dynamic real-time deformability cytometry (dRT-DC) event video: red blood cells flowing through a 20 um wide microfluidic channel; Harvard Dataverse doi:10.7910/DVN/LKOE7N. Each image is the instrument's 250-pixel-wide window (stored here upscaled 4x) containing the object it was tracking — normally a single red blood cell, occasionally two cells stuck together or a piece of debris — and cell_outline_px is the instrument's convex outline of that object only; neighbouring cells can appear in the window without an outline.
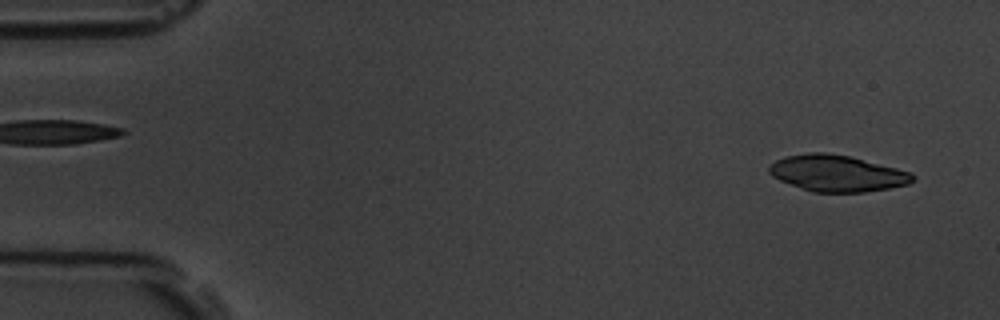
{"species": "common noctule bat (a hibernating species)", "species_latin": "Nyctalus noctula", "temperature_condition": "room temperature", "stored_images_in_passage": 4, "segment_of_instrument_passage": [2, 2], "camera_frame_rate_fps": 3000, "um_per_image_px": 0.085, "animal": {"sex": "male", "body_mass_g": 19.5, "forearm_length_mm": 54.6}, "frame": {"image": 1, "passage_image": 4, "time_ms": 3.333, "image_size_px": [1000, 320], "cell_outline_px": [[916, 180], [908, 184], [888, 188], [864, 192], [812, 192], [800, 188], [780, 180], [772, 176], [768, 172], [768, 164], [784, 156], [808, 152], [828, 152], [848, 156], [912, 172], [916, 176]], "centroid_in_image_um": [71.13, 14.72], "position_along_channel_um": 13.9, "area_um2": 30.58}}